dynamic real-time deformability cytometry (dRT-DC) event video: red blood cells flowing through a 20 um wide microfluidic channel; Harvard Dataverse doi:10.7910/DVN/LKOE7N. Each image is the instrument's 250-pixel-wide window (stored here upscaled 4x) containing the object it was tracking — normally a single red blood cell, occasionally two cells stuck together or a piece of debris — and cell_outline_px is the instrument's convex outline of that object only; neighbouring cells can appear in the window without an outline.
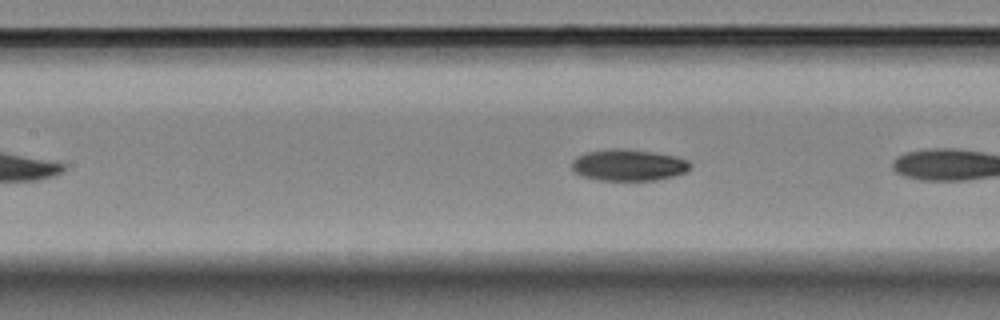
{"species": "Egyptian fruit bat (a non-hibernating species)", "species_latin": "Rousettus aegyptiacus", "temperature_condition": "room temperature", "stored_images_in_passage": 10, "camera_frame_rate_fps": 3000, "um_per_image_px": 0.085, "animal": {"sex": "female"}, "frame": {"image": 1, "passage_image": 9, "time_ms": 2.667, "image_size_px": [1000, 320], "cell_outline_px": [[692, 168], [684, 172], [672, 176], [656, 180], [596, 180], [584, 176], [576, 172], [572, 168], [572, 160], [576, 156], [588, 152], [612, 148], [620, 148], [656, 152], [676, 156], [688, 160], [692, 164]], "centroid_in_image_um": [53.45, 14.02], "position_along_channel_um": 154.0, "area_um2": 21.79}}